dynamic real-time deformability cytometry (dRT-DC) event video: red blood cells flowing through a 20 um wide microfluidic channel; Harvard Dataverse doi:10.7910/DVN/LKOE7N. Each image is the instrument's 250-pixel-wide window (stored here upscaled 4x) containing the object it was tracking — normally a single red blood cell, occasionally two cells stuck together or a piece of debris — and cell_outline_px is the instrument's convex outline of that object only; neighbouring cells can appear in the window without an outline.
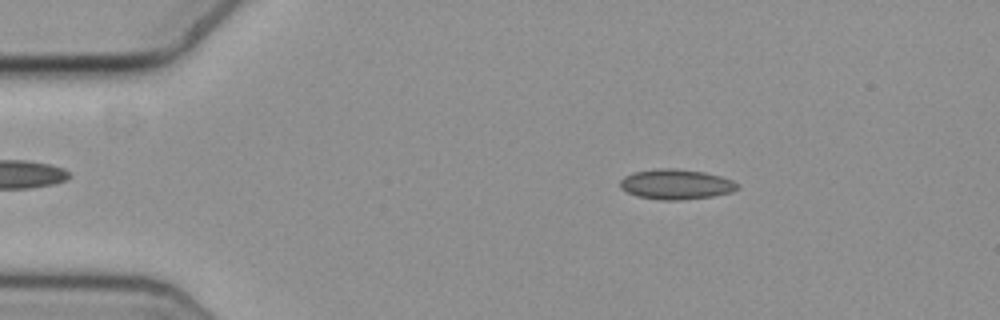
{"species": "common noctule bat (a hibernating species)", "species_latin": "Nyctalus noctula", "temperature_condition": "cold", "stored_images_in_passage": 56, "camera_frame_rate_fps": 3000, "um_per_image_px": 0.085, "animal": {"sex": "female", "body_mass_g": 19.3, "forearm_length_mm": 54.1}, "frame": {"image": 1, "passage_image": 9, "time_ms": 2.667, "image_size_px": [1000, 320], "cell_outline_px": [[736, 188], [732, 192], [712, 196], [680, 200], [660, 200], [636, 196], [620, 188], [620, 180], [624, 176], [632, 172], [660, 168], [676, 168], [704, 172], [720, 176], [732, 180], [736, 184]], "centroid_in_image_um": [57.41, 15.66], "position_along_channel_um": 27.6, "area_um2": 20.52}}
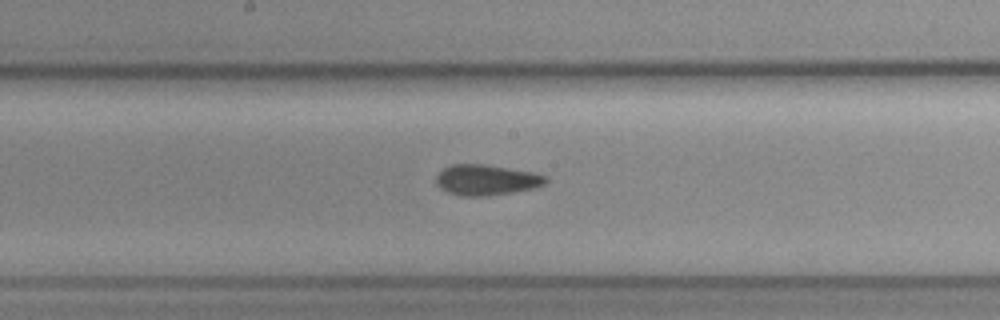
{"frame": {"image": 2, "passage_image": 29, "time_ms": 9.333, "image_size_px": [1000, 320], "cell_outline_px": [[548, 180], [544, 184], [532, 188], [512, 192], [484, 196], [464, 196], [448, 192], [440, 188], [436, 184], [436, 176], [444, 168], [452, 164], [484, 164], [532, 172], [548, 176]], "centroid_in_image_um": [41.33, 15.29], "position_along_channel_um": 206.9, "area_um2": 19.36}}
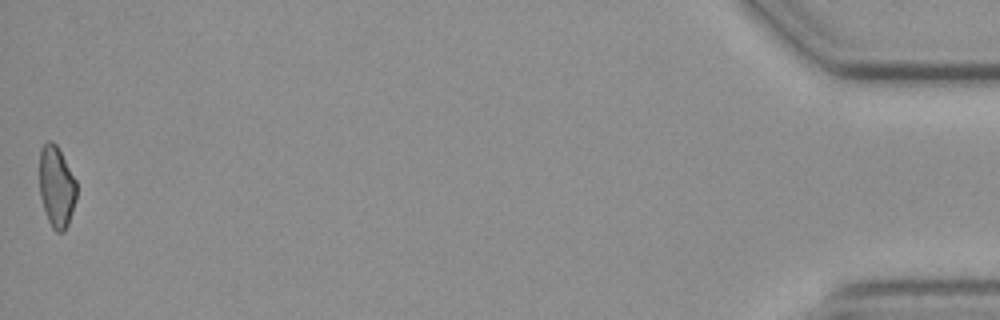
{"frame": {"image": 3, "passage_image": 56, "time_ms": 18.333, "image_size_px": [1000, 320], "cell_outline_px": [[76, 200], [68, 224], [64, 232], [56, 232], [52, 228], [48, 220], [40, 196], [40, 148], [48, 140], [52, 140], [56, 144], [76, 180]], "centroid_in_image_um": [4.8, 15.87], "position_along_channel_um": 430.4, "area_um2": 17.51}, "authors_computed_cell_mechanics": {"area_um2": 19.2474, "velocity_mm_per_s": 3.634, "shape_relaxation_time_tau1_ms": null, "shape_relaxation_time_tau2_ms": 2.49, "deformation_change_tau1": null, "deformation_change_tau2": 0.0901}}